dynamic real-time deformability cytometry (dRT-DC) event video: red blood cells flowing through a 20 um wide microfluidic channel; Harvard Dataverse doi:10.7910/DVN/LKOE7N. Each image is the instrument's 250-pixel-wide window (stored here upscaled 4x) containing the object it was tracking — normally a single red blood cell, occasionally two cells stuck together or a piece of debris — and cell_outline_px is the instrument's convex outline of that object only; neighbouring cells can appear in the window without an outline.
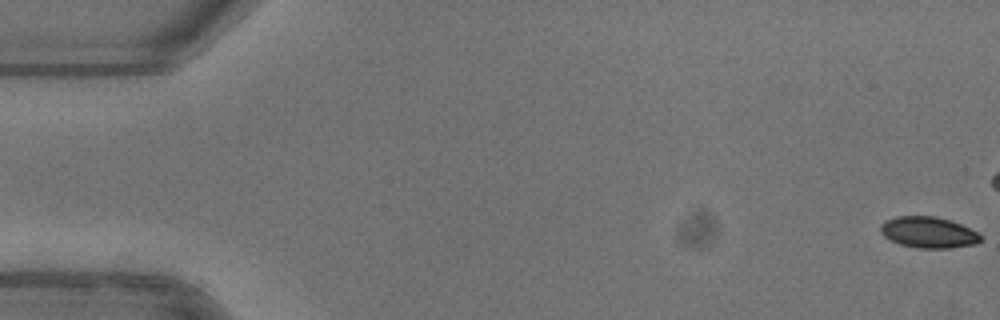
{"species": "common noctule bat (a hibernating species)", "species_latin": "Nyctalus noctula", "temperature_condition": "warm", "stored_images_in_passage": 20, "camera_frame_rate_fps": 3000, "um_per_image_px": 0.085, "animal": {"sex": "female"}, "frame": {"image": 1, "passage_image": 1, "time_ms": 0.0, "image_size_px": [1000, 320], "cell_outline_px": [[980, 240], [976, 244], [948, 248], [916, 248], [900, 244], [884, 236], [880, 232], [880, 224], [884, 220], [896, 216], [936, 216], [960, 224], [980, 232]], "centroid_in_image_um": [78.9, 19.74], "position_along_channel_um": 6.1, "area_um2": 18.21}}
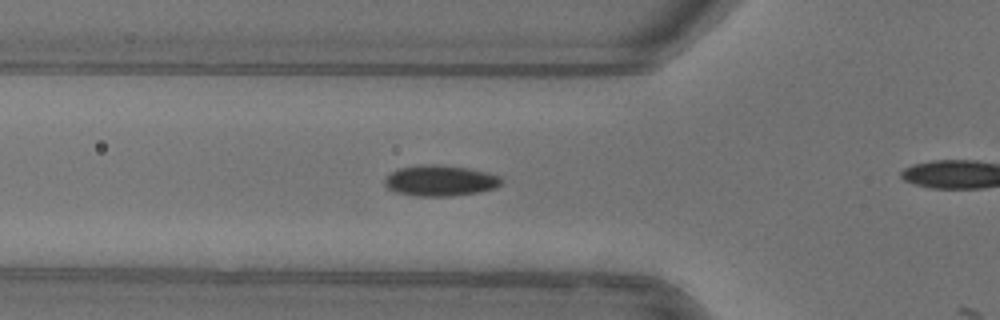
{"frame": {"image": 2, "passage_image": 19, "time_ms": 6.0, "image_size_px": [1000, 320], "cell_outline_px": [[504, 180], [496, 188], [480, 192], [452, 196], [416, 196], [392, 192], [384, 184], [384, 180], [392, 172], [400, 168], [420, 164], [436, 164], [468, 168], [500, 176]], "centroid_in_image_um": [37.41, 15.36], "position_along_channel_um": 88.4, "area_um2": 21.1}}